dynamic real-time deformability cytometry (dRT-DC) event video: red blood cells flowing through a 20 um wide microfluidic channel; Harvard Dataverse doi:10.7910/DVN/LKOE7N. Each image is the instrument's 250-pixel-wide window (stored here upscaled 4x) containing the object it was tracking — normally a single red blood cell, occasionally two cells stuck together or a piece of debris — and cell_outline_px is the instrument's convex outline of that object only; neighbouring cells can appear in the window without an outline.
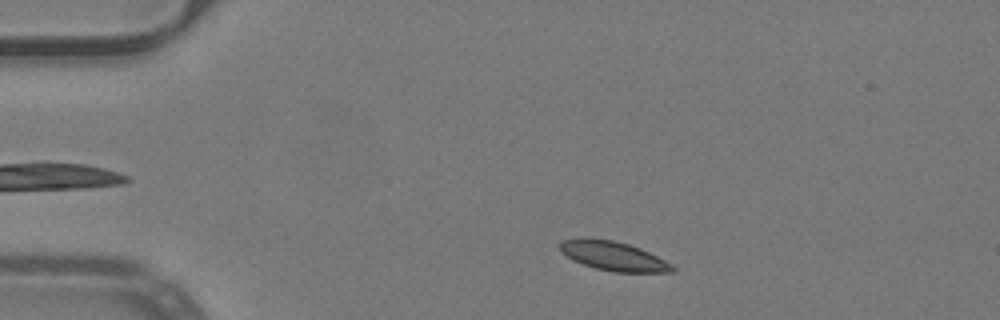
{"species": "common noctule bat (a hibernating species)", "species_latin": "Nyctalus noctula", "temperature_condition": "warm", "stored_images_in_passage": 45, "camera_frame_rate_fps": 3000, "um_per_image_px": 0.085, "animal": {"sex": "male", "body_mass_g": 19.2, "forearm_length_mm": 51.8}, "frame": {"image": 1, "passage_image": 4, "time_ms": 1.0, "image_size_px": [1000, 320], "cell_outline_px": [[676, 272], [612, 272], [596, 268], [572, 260], [560, 252], [560, 240], [580, 236], [584, 236], [612, 240], [628, 244], [640, 248], [672, 264], [676, 268]], "centroid_in_image_um": [52.08, 21.74], "position_along_channel_um": 32.9, "area_um2": 19.42}}
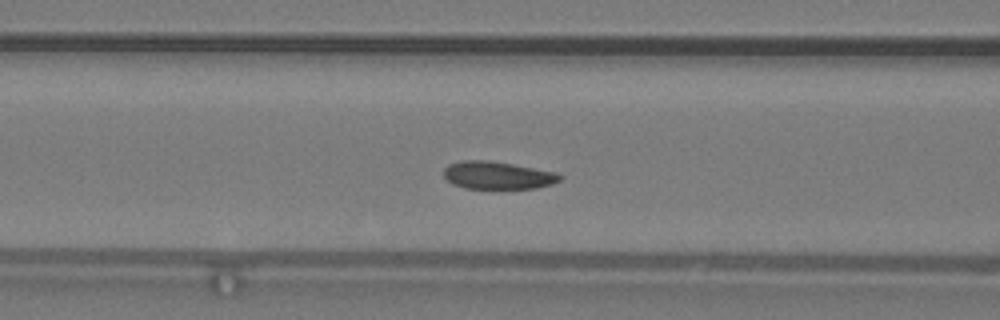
{"frame": {"image": 2, "passage_image": 15, "time_ms": 4.667, "image_size_px": [1000, 320], "cell_outline_px": [[560, 180], [552, 184], [536, 188], [464, 188], [452, 184], [444, 176], [444, 168], [448, 164], [464, 160], [488, 160], [512, 164], [556, 172], [560, 176]], "centroid_in_image_um": [42.26, 14.9], "position_along_channel_um": 124.3, "area_um2": 18.55}}
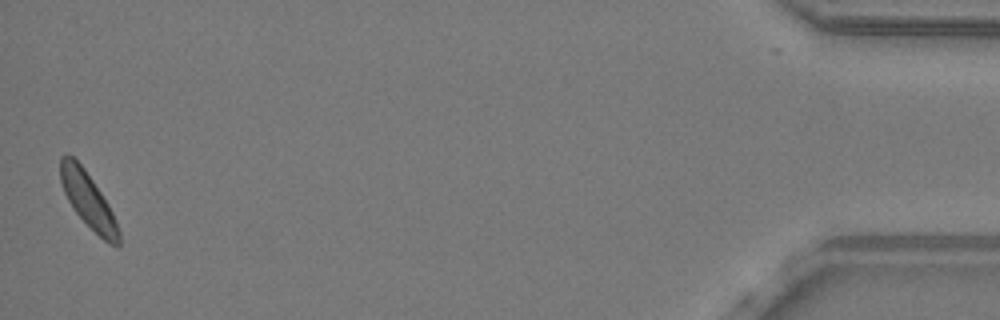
{"frame": {"image": 3, "passage_image": 45, "time_ms": 14.667, "image_size_px": [1000, 320], "cell_outline_px": [[120, 244], [108, 244], [76, 212], [68, 200], [64, 192], [60, 180], [60, 156], [72, 156], [84, 168], [108, 204], [116, 220], [120, 232]], "centroid_in_image_um": [7.49, 17.0], "position_along_channel_um": 427.7, "area_um2": 18.21}, "authors_computed_cell_mechanics": {"area_um2": 19.1318, "velocity_mm_per_s": 3.9606, "shape_relaxation_time_tau1_ms": 1.7758, "shape_relaxation_time_tau2_ms": null, "deformation_change_tau1": 0.053, "deformation_change_tau2": null}}